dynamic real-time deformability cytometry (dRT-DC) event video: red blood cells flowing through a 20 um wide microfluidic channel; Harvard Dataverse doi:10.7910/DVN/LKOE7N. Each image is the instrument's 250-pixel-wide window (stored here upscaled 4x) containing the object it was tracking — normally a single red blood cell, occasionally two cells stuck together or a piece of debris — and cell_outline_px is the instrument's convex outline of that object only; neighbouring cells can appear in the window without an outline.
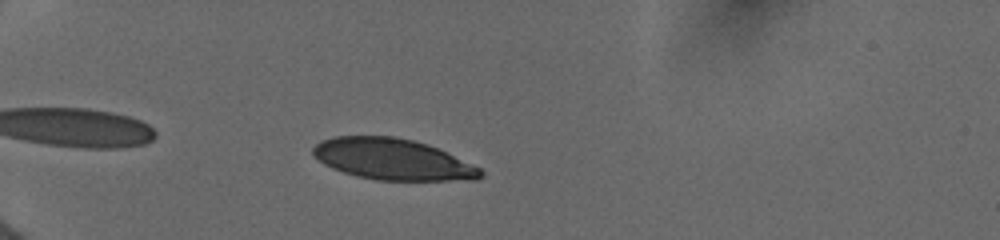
{"species": "human", "species_latin": "Homo sapiens", "temperature_condition": "cold", "stored_images_in_passage": 25, "camera_frame_rate_fps": 3000, "um_per_image_px": 0.085, "donor": {"sex": "female"}, "frame": {"image": 1, "passage_image": 4, "time_ms": 1.667, "image_size_px": [1000, 240], "cell_outline_px": [[484, 176], [476, 180], [376, 180], [356, 176], [332, 168], [324, 164], [312, 156], [312, 148], [320, 140], [336, 136], [392, 136], [412, 140], [428, 144], [472, 164], [480, 168], [484, 172]], "centroid_in_image_um": [33.35, 13.54], "position_along_channel_um": 51.7, "area_um2": 40.23}}
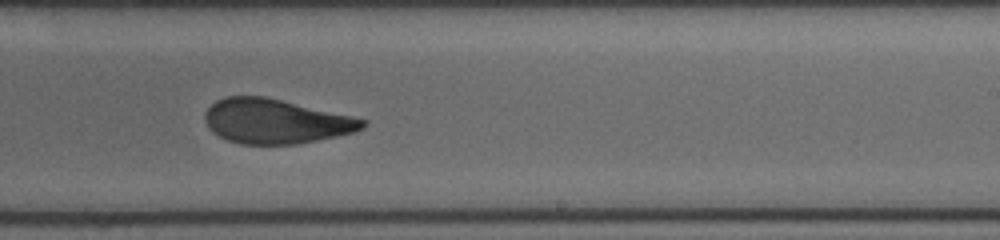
{"frame": {"image": 2, "passage_image": 15, "time_ms": 8.0, "image_size_px": [1000, 240], "cell_outline_px": [[368, 124], [364, 128], [356, 132], [296, 144], [240, 144], [228, 140], [212, 132], [208, 128], [204, 120], [204, 112], [216, 100], [224, 96], [264, 96], [368, 120]], "centroid_in_image_um": [23.41, 10.31], "position_along_channel_um": 265.6, "area_um2": 40.86}}
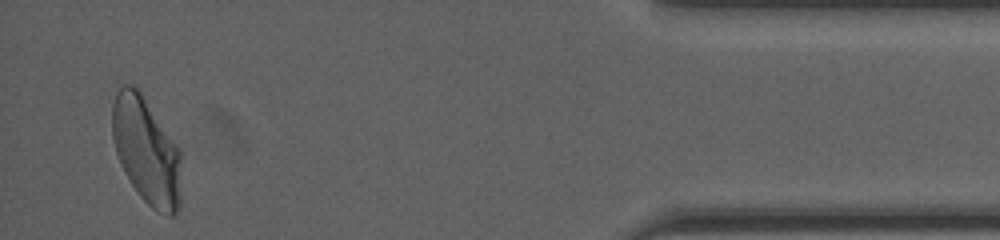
{"frame": {"image": 3, "passage_image": 25, "time_ms": 13.333, "image_size_px": [1000, 240], "cell_outline_px": [[180, 204], [176, 212], [172, 216], [168, 216], [152, 208], [140, 196], [124, 172], [120, 164], [112, 140], [112, 104], [116, 92], [124, 84], [132, 84], [140, 92], [180, 148]], "centroid_in_image_um": [12.43, 12.81], "position_along_channel_um": 422.8, "area_um2": 42.83}, "authors_computed_cell_mechanics": {"area_um2": 41.7894, "velocity_mm_per_s": 3.9524, "shape_relaxation_time_tau1_ms": 5.2122, "shape_relaxation_time_tau2_ms": 0.9556, "deformation_change_tau1": 0.1441, "deformation_change_tau2": 0.0472}}